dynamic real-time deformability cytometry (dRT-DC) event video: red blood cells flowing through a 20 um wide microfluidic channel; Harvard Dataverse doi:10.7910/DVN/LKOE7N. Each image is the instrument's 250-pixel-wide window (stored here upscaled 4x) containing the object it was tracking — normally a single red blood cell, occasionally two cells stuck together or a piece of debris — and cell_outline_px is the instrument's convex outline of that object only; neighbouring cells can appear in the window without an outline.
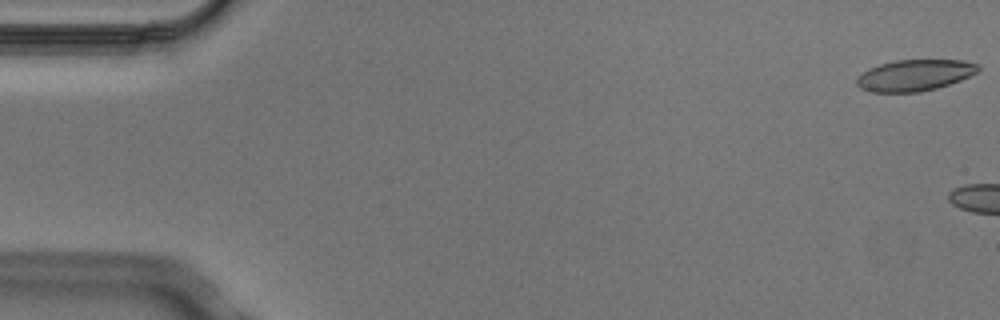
{"species": "Egyptian fruit bat (a non-hibernating species)", "species_latin": "Rousettus aegyptiacus", "temperature_condition": "cold", "stored_images_in_passage": 2, "segment_of_instrument_passage": [2, 2], "camera_frame_rate_fps": 3000, "um_per_image_px": 0.085, "animal": {"sex": "male"}, "frame": {"image": 1, "passage_image": 2, "time_ms": 0.333, "image_size_px": [1000, 320], "cell_outline_px": [[980, 68], [976, 72], [960, 80], [936, 88], [920, 92], [868, 92], [860, 88], [856, 84], [856, 80], [868, 68], [880, 64], [896, 60], [964, 60], [976, 64]], "centroid_in_image_um": [77.71, 6.4], "position_along_channel_um": 7.3, "area_um2": 21.96}}